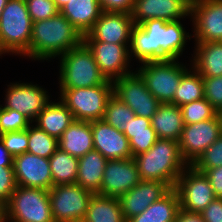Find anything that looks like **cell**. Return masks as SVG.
Wrapping results in <instances>:
<instances>
[{"mask_svg":"<svg viewBox=\"0 0 222 222\" xmlns=\"http://www.w3.org/2000/svg\"><path fill=\"white\" fill-rule=\"evenodd\" d=\"M143 64V65H142ZM136 72L147 89L162 103H171L182 75L188 70L178 59L142 63Z\"/></svg>","mask_w":222,"mask_h":222,"instance_id":"cell-8","label":"cell"},{"mask_svg":"<svg viewBox=\"0 0 222 222\" xmlns=\"http://www.w3.org/2000/svg\"><path fill=\"white\" fill-rule=\"evenodd\" d=\"M133 25L131 13L103 11L83 41L129 44Z\"/></svg>","mask_w":222,"mask_h":222,"instance_id":"cell-17","label":"cell"},{"mask_svg":"<svg viewBox=\"0 0 222 222\" xmlns=\"http://www.w3.org/2000/svg\"><path fill=\"white\" fill-rule=\"evenodd\" d=\"M192 67L202 77L222 76V42L195 43Z\"/></svg>","mask_w":222,"mask_h":222,"instance_id":"cell-27","label":"cell"},{"mask_svg":"<svg viewBox=\"0 0 222 222\" xmlns=\"http://www.w3.org/2000/svg\"><path fill=\"white\" fill-rule=\"evenodd\" d=\"M103 12L99 0H69L60 13L80 32L88 34Z\"/></svg>","mask_w":222,"mask_h":222,"instance_id":"cell-22","label":"cell"},{"mask_svg":"<svg viewBox=\"0 0 222 222\" xmlns=\"http://www.w3.org/2000/svg\"><path fill=\"white\" fill-rule=\"evenodd\" d=\"M7 86L5 105L2 107L18 111L32 123L49 103L48 92L38 84L16 82Z\"/></svg>","mask_w":222,"mask_h":222,"instance_id":"cell-15","label":"cell"},{"mask_svg":"<svg viewBox=\"0 0 222 222\" xmlns=\"http://www.w3.org/2000/svg\"><path fill=\"white\" fill-rule=\"evenodd\" d=\"M32 27L26 1L9 0L0 16V56L23 55L29 49Z\"/></svg>","mask_w":222,"mask_h":222,"instance_id":"cell-5","label":"cell"},{"mask_svg":"<svg viewBox=\"0 0 222 222\" xmlns=\"http://www.w3.org/2000/svg\"><path fill=\"white\" fill-rule=\"evenodd\" d=\"M133 159L141 180L167 183L171 188L189 166L182 157L179 142L171 139H158L148 151Z\"/></svg>","mask_w":222,"mask_h":222,"instance_id":"cell-3","label":"cell"},{"mask_svg":"<svg viewBox=\"0 0 222 222\" xmlns=\"http://www.w3.org/2000/svg\"><path fill=\"white\" fill-rule=\"evenodd\" d=\"M113 95V83L88 88L60 89V100L73 113L75 120H102L108 100Z\"/></svg>","mask_w":222,"mask_h":222,"instance_id":"cell-7","label":"cell"},{"mask_svg":"<svg viewBox=\"0 0 222 222\" xmlns=\"http://www.w3.org/2000/svg\"><path fill=\"white\" fill-rule=\"evenodd\" d=\"M53 186L76 184L78 158L57 148L49 158Z\"/></svg>","mask_w":222,"mask_h":222,"instance_id":"cell-31","label":"cell"},{"mask_svg":"<svg viewBox=\"0 0 222 222\" xmlns=\"http://www.w3.org/2000/svg\"><path fill=\"white\" fill-rule=\"evenodd\" d=\"M0 140L14 158L28 150V128L20 131L3 133L0 136Z\"/></svg>","mask_w":222,"mask_h":222,"instance_id":"cell-38","label":"cell"},{"mask_svg":"<svg viewBox=\"0 0 222 222\" xmlns=\"http://www.w3.org/2000/svg\"><path fill=\"white\" fill-rule=\"evenodd\" d=\"M53 1L55 2V5L59 10L62 9L69 2V0H53Z\"/></svg>","mask_w":222,"mask_h":222,"instance_id":"cell-47","label":"cell"},{"mask_svg":"<svg viewBox=\"0 0 222 222\" xmlns=\"http://www.w3.org/2000/svg\"><path fill=\"white\" fill-rule=\"evenodd\" d=\"M75 120L73 113L62 103L50 101L34 120L35 125L57 140Z\"/></svg>","mask_w":222,"mask_h":222,"instance_id":"cell-26","label":"cell"},{"mask_svg":"<svg viewBox=\"0 0 222 222\" xmlns=\"http://www.w3.org/2000/svg\"><path fill=\"white\" fill-rule=\"evenodd\" d=\"M9 0H0V16H1V13L4 9V7L6 6V3L8 2Z\"/></svg>","mask_w":222,"mask_h":222,"instance_id":"cell-49","label":"cell"},{"mask_svg":"<svg viewBox=\"0 0 222 222\" xmlns=\"http://www.w3.org/2000/svg\"><path fill=\"white\" fill-rule=\"evenodd\" d=\"M217 114H218V117H219V120H220L221 132H222V110H220Z\"/></svg>","mask_w":222,"mask_h":222,"instance_id":"cell-50","label":"cell"},{"mask_svg":"<svg viewBox=\"0 0 222 222\" xmlns=\"http://www.w3.org/2000/svg\"><path fill=\"white\" fill-rule=\"evenodd\" d=\"M124 134L129 140L132 157L148 151L159 139L149 118L135 116L130 120Z\"/></svg>","mask_w":222,"mask_h":222,"instance_id":"cell-28","label":"cell"},{"mask_svg":"<svg viewBox=\"0 0 222 222\" xmlns=\"http://www.w3.org/2000/svg\"><path fill=\"white\" fill-rule=\"evenodd\" d=\"M26 6L33 22L49 19L60 12L53 0H27Z\"/></svg>","mask_w":222,"mask_h":222,"instance_id":"cell-39","label":"cell"},{"mask_svg":"<svg viewBox=\"0 0 222 222\" xmlns=\"http://www.w3.org/2000/svg\"><path fill=\"white\" fill-rule=\"evenodd\" d=\"M58 148V140L49 136L44 130L36 125L28 126V150L34 155L50 158Z\"/></svg>","mask_w":222,"mask_h":222,"instance_id":"cell-34","label":"cell"},{"mask_svg":"<svg viewBox=\"0 0 222 222\" xmlns=\"http://www.w3.org/2000/svg\"><path fill=\"white\" fill-rule=\"evenodd\" d=\"M171 189L167 183L141 180L138 185L118 198L125 221L128 222L134 216L140 215Z\"/></svg>","mask_w":222,"mask_h":222,"instance_id":"cell-19","label":"cell"},{"mask_svg":"<svg viewBox=\"0 0 222 222\" xmlns=\"http://www.w3.org/2000/svg\"><path fill=\"white\" fill-rule=\"evenodd\" d=\"M135 116L133 110L113 94L106 105L103 120L124 133Z\"/></svg>","mask_w":222,"mask_h":222,"instance_id":"cell-33","label":"cell"},{"mask_svg":"<svg viewBox=\"0 0 222 222\" xmlns=\"http://www.w3.org/2000/svg\"><path fill=\"white\" fill-rule=\"evenodd\" d=\"M93 194L78 184L52 186L49 200L54 222H82Z\"/></svg>","mask_w":222,"mask_h":222,"instance_id":"cell-9","label":"cell"},{"mask_svg":"<svg viewBox=\"0 0 222 222\" xmlns=\"http://www.w3.org/2000/svg\"><path fill=\"white\" fill-rule=\"evenodd\" d=\"M107 159L96 150L87 152L78 158L76 184L94 194L101 195V183Z\"/></svg>","mask_w":222,"mask_h":222,"instance_id":"cell-24","label":"cell"},{"mask_svg":"<svg viewBox=\"0 0 222 222\" xmlns=\"http://www.w3.org/2000/svg\"><path fill=\"white\" fill-rule=\"evenodd\" d=\"M94 150L99 151L107 160L132 158L127 136L110 126L103 119L92 121Z\"/></svg>","mask_w":222,"mask_h":222,"instance_id":"cell-21","label":"cell"},{"mask_svg":"<svg viewBox=\"0 0 222 222\" xmlns=\"http://www.w3.org/2000/svg\"><path fill=\"white\" fill-rule=\"evenodd\" d=\"M112 83L113 94L129 106L136 116L151 119L161 104L147 89L145 82L136 71Z\"/></svg>","mask_w":222,"mask_h":222,"instance_id":"cell-11","label":"cell"},{"mask_svg":"<svg viewBox=\"0 0 222 222\" xmlns=\"http://www.w3.org/2000/svg\"><path fill=\"white\" fill-rule=\"evenodd\" d=\"M58 148L76 158L94 150L91 122L74 120L58 139Z\"/></svg>","mask_w":222,"mask_h":222,"instance_id":"cell-23","label":"cell"},{"mask_svg":"<svg viewBox=\"0 0 222 222\" xmlns=\"http://www.w3.org/2000/svg\"><path fill=\"white\" fill-rule=\"evenodd\" d=\"M141 181L132 158L107 160L101 183V195L119 198Z\"/></svg>","mask_w":222,"mask_h":222,"instance_id":"cell-16","label":"cell"},{"mask_svg":"<svg viewBox=\"0 0 222 222\" xmlns=\"http://www.w3.org/2000/svg\"><path fill=\"white\" fill-rule=\"evenodd\" d=\"M32 122L16 110L8 109L0 105V133L20 131L27 129Z\"/></svg>","mask_w":222,"mask_h":222,"instance_id":"cell-37","label":"cell"},{"mask_svg":"<svg viewBox=\"0 0 222 222\" xmlns=\"http://www.w3.org/2000/svg\"><path fill=\"white\" fill-rule=\"evenodd\" d=\"M180 109L185 125L214 118L218 113L206 98L184 104Z\"/></svg>","mask_w":222,"mask_h":222,"instance_id":"cell-35","label":"cell"},{"mask_svg":"<svg viewBox=\"0 0 222 222\" xmlns=\"http://www.w3.org/2000/svg\"><path fill=\"white\" fill-rule=\"evenodd\" d=\"M190 2L191 0H134L131 11L133 23L139 25L150 19L178 21L190 16Z\"/></svg>","mask_w":222,"mask_h":222,"instance_id":"cell-20","label":"cell"},{"mask_svg":"<svg viewBox=\"0 0 222 222\" xmlns=\"http://www.w3.org/2000/svg\"><path fill=\"white\" fill-rule=\"evenodd\" d=\"M204 98L219 112L222 110V76L202 77Z\"/></svg>","mask_w":222,"mask_h":222,"instance_id":"cell-40","label":"cell"},{"mask_svg":"<svg viewBox=\"0 0 222 222\" xmlns=\"http://www.w3.org/2000/svg\"><path fill=\"white\" fill-rule=\"evenodd\" d=\"M221 134L218 114L214 118L185 125L178 141L183 159L192 165Z\"/></svg>","mask_w":222,"mask_h":222,"instance_id":"cell-13","label":"cell"},{"mask_svg":"<svg viewBox=\"0 0 222 222\" xmlns=\"http://www.w3.org/2000/svg\"><path fill=\"white\" fill-rule=\"evenodd\" d=\"M190 37L180 20H145L139 25L134 24L131 29L129 57H135L141 64L179 59Z\"/></svg>","mask_w":222,"mask_h":222,"instance_id":"cell-1","label":"cell"},{"mask_svg":"<svg viewBox=\"0 0 222 222\" xmlns=\"http://www.w3.org/2000/svg\"><path fill=\"white\" fill-rule=\"evenodd\" d=\"M82 42L80 32L59 12L49 19L33 22L29 49L23 56L47 61L59 58Z\"/></svg>","mask_w":222,"mask_h":222,"instance_id":"cell-2","label":"cell"},{"mask_svg":"<svg viewBox=\"0 0 222 222\" xmlns=\"http://www.w3.org/2000/svg\"><path fill=\"white\" fill-rule=\"evenodd\" d=\"M150 120L159 139L179 141L185 126L180 107L170 103H162Z\"/></svg>","mask_w":222,"mask_h":222,"instance_id":"cell-25","label":"cell"},{"mask_svg":"<svg viewBox=\"0 0 222 222\" xmlns=\"http://www.w3.org/2000/svg\"><path fill=\"white\" fill-rule=\"evenodd\" d=\"M204 174L208 177L216 198H222V166L207 169Z\"/></svg>","mask_w":222,"mask_h":222,"instance_id":"cell-44","label":"cell"},{"mask_svg":"<svg viewBox=\"0 0 222 222\" xmlns=\"http://www.w3.org/2000/svg\"><path fill=\"white\" fill-rule=\"evenodd\" d=\"M200 172L222 166V134L191 165Z\"/></svg>","mask_w":222,"mask_h":222,"instance_id":"cell-36","label":"cell"},{"mask_svg":"<svg viewBox=\"0 0 222 222\" xmlns=\"http://www.w3.org/2000/svg\"><path fill=\"white\" fill-rule=\"evenodd\" d=\"M17 187L13 166L0 167V204L5 206Z\"/></svg>","mask_w":222,"mask_h":222,"instance_id":"cell-41","label":"cell"},{"mask_svg":"<svg viewBox=\"0 0 222 222\" xmlns=\"http://www.w3.org/2000/svg\"><path fill=\"white\" fill-rule=\"evenodd\" d=\"M174 189L180 208L193 213H200L216 198L208 177L191 165L179 176Z\"/></svg>","mask_w":222,"mask_h":222,"instance_id":"cell-10","label":"cell"},{"mask_svg":"<svg viewBox=\"0 0 222 222\" xmlns=\"http://www.w3.org/2000/svg\"><path fill=\"white\" fill-rule=\"evenodd\" d=\"M190 17L196 43L222 42V0H191Z\"/></svg>","mask_w":222,"mask_h":222,"instance_id":"cell-12","label":"cell"},{"mask_svg":"<svg viewBox=\"0 0 222 222\" xmlns=\"http://www.w3.org/2000/svg\"><path fill=\"white\" fill-rule=\"evenodd\" d=\"M179 208L178 193L172 188L161 199L152 203L140 215L134 216L128 222H175Z\"/></svg>","mask_w":222,"mask_h":222,"instance_id":"cell-29","label":"cell"},{"mask_svg":"<svg viewBox=\"0 0 222 222\" xmlns=\"http://www.w3.org/2000/svg\"><path fill=\"white\" fill-rule=\"evenodd\" d=\"M4 222H54L49 190L17 186L4 206Z\"/></svg>","mask_w":222,"mask_h":222,"instance_id":"cell-6","label":"cell"},{"mask_svg":"<svg viewBox=\"0 0 222 222\" xmlns=\"http://www.w3.org/2000/svg\"><path fill=\"white\" fill-rule=\"evenodd\" d=\"M200 214L204 222H222V198H215Z\"/></svg>","mask_w":222,"mask_h":222,"instance_id":"cell-43","label":"cell"},{"mask_svg":"<svg viewBox=\"0 0 222 222\" xmlns=\"http://www.w3.org/2000/svg\"><path fill=\"white\" fill-rule=\"evenodd\" d=\"M83 42L92 51L98 67L107 80L113 82L133 72V70L129 69L131 68L130 61H132L129 57V44L100 41Z\"/></svg>","mask_w":222,"mask_h":222,"instance_id":"cell-14","label":"cell"},{"mask_svg":"<svg viewBox=\"0 0 222 222\" xmlns=\"http://www.w3.org/2000/svg\"><path fill=\"white\" fill-rule=\"evenodd\" d=\"M17 186L50 190L53 186L49 158L25 152L13 158Z\"/></svg>","mask_w":222,"mask_h":222,"instance_id":"cell-18","label":"cell"},{"mask_svg":"<svg viewBox=\"0 0 222 222\" xmlns=\"http://www.w3.org/2000/svg\"><path fill=\"white\" fill-rule=\"evenodd\" d=\"M192 70V71H191ZM204 98L202 76L192 67L183 75L170 104L178 107Z\"/></svg>","mask_w":222,"mask_h":222,"instance_id":"cell-32","label":"cell"},{"mask_svg":"<svg viewBox=\"0 0 222 222\" xmlns=\"http://www.w3.org/2000/svg\"><path fill=\"white\" fill-rule=\"evenodd\" d=\"M101 8L105 12L131 13L134 0H99Z\"/></svg>","mask_w":222,"mask_h":222,"instance_id":"cell-42","label":"cell"},{"mask_svg":"<svg viewBox=\"0 0 222 222\" xmlns=\"http://www.w3.org/2000/svg\"><path fill=\"white\" fill-rule=\"evenodd\" d=\"M12 164L13 157L10 155L0 140V167L12 166Z\"/></svg>","mask_w":222,"mask_h":222,"instance_id":"cell-46","label":"cell"},{"mask_svg":"<svg viewBox=\"0 0 222 222\" xmlns=\"http://www.w3.org/2000/svg\"><path fill=\"white\" fill-rule=\"evenodd\" d=\"M82 222H126L118 198L93 194Z\"/></svg>","mask_w":222,"mask_h":222,"instance_id":"cell-30","label":"cell"},{"mask_svg":"<svg viewBox=\"0 0 222 222\" xmlns=\"http://www.w3.org/2000/svg\"><path fill=\"white\" fill-rule=\"evenodd\" d=\"M59 59L60 89L88 88L108 81L98 67L92 51L84 42L70 49Z\"/></svg>","mask_w":222,"mask_h":222,"instance_id":"cell-4","label":"cell"},{"mask_svg":"<svg viewBox=\"0 0 222 222\" xmlns=\"http://www.w3.org/2000/svg\"><path fill=\"white\" fill-rule=\"evenodd\" d=\"M0 222H4V206L0 204Z\"/></svg>","mask_w":222,"mask_h":222,"instance_id":"cell-48","label":"cell"},{"mask_svg":"<svg viewBox=\"0 0 222 222\" xmlns=\"http://www.w3.org/2000/svg\"><path fill=\"white\" fill-rule=\"evenodd\" d=\"M175 222H204L200 213H193L179 208Z\"/></svg>","mask_w":222,"mask_h":222,"instance_id":"cell-45","label":"cell"}]
</instances>
